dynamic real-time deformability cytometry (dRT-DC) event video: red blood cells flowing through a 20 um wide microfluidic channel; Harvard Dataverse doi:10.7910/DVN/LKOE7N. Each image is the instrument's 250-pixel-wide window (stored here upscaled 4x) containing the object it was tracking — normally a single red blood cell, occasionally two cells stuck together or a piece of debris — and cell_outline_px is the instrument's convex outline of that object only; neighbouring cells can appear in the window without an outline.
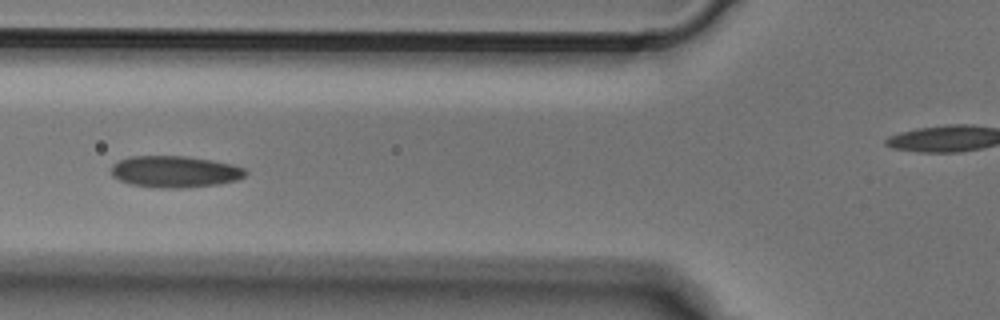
{"species": "Egyptian fruit bat (a non-hibernating species)", "species_latin": "Rousettus aegyptiacus", "temperature_condition": "cold", "stored_images_in_passage": 4, "camera_frame_rate_fps": 3000, "um_per_image_px": 0.085, "animal": {"sex": "male"}, "frame": {"image": 1, "passage_image": 4, "time_ms": 1.0, "image_size_px": [1000, 320], "cell_outline_px": [[248, 172], [244, 176], [236, 180], [220, 184], [184, 188], [160, 188], [128, 184], [112, 176], [112, 164], [120, 160], [132, 156], [188, 156], [212, 160], [232, 164], [244, 168]], "centroid_in_image_um": [14.87, 14.59], "position_along_channel_um": 110.9, "area_um2": 24.85}}